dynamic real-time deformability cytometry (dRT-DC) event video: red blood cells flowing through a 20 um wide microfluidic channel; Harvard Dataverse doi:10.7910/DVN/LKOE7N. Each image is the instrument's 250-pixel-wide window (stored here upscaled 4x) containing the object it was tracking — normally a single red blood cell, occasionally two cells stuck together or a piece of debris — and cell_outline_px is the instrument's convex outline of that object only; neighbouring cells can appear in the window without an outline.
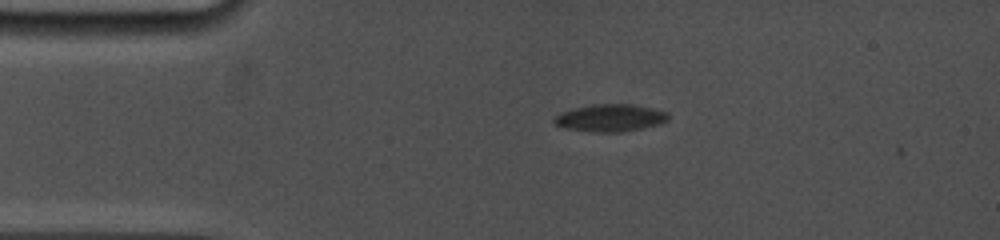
{"species": "common noctule bat (a hibernating species)", "species_latin": "Nyctalus noctula", "temperature_condition": "cold", "stored_images_in_passage": 4, "camera_frame_rate_fps": 5000, "um_per_image_px": 0.085, "animal": {"sex": "female", "body_mass_g": 19.0, "forearm_length_mm": 53.3}, "frame": {"image": 1, "passage_image": 2, "time_ms": 0.2, "image_size_px": [1000, 240], "cell_outline_px": [[668, 120], [660, 124], [620, 132], [592, 132], [568, 128], [556, 124], [552, 120], [560, 112], [576, 108], [596, 104], [632, 104], [652, 108], [668, 112]], "centroid_in_image_um": [51.89, 10.02], "position_along_channel_um": 33.1, "area_um2": 17.92}}